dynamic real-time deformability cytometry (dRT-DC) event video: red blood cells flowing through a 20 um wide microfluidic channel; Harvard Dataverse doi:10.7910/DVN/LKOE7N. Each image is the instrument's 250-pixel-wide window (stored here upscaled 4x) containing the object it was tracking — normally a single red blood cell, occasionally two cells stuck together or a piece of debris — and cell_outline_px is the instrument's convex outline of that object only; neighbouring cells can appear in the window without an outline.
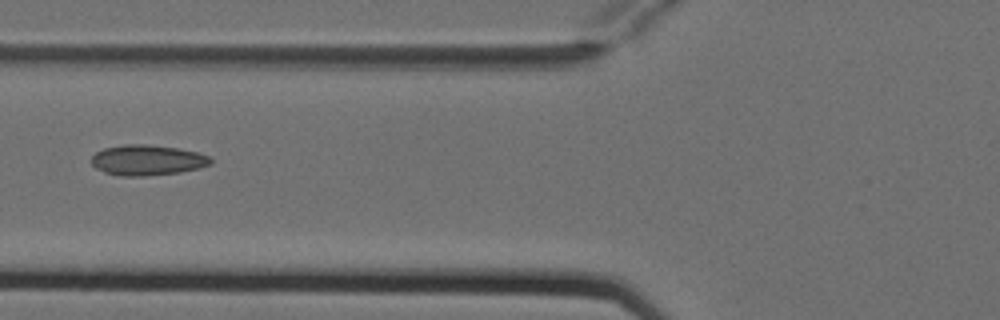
{"species": "Egyptian fruit bat (a non-hibernating species)", "species_latin": "Rousettus aegyptiacus", "temperature_condition": "cold", "stored_images_in_passage": 7, "camera_frame_rate_fps": 3000, "um_per_image_px": 0.085, "animal": {"sex": "female"}, "frame": {"image": 1, "passage_image": 6, "time_ms": 1.667, "image_size_px": [1000, 320], "cell_outline_px": [[212, 164], [200, 168], [180, 172], [144, 176], [120, 176], [104, 172], [96, 168], [92, 164], [92, 156], [96, 152], [104, 148], [124, 144], [144, 144], [176, 148], [196, 152], [208, 156], [212, 160]], "centroid_in_image_um": [12.51, 13.61], "position_along_channel_um": 113.3, "area_um2": 21.1}}
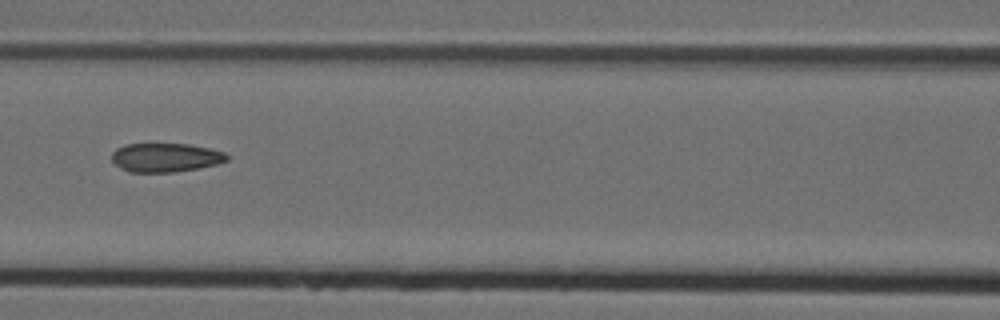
{"frame": {"image": 2, "passage_image": 7, "time_ms": 2.0, "image_size_px": [1000, 320], "cell_outline_px": [[228, 160], [216, 164], [196, 168], [172, 172], [128, 172], [116, 164], [112, 160], [112, 152], [116, 148], [124, 144], [188, 144], [208, 148], [224, 152], [228, 156]], "centroid_in_image_um": [14.04, 13.38], "position_along_channel_um": 152.6, "area_um2": 19.19}}